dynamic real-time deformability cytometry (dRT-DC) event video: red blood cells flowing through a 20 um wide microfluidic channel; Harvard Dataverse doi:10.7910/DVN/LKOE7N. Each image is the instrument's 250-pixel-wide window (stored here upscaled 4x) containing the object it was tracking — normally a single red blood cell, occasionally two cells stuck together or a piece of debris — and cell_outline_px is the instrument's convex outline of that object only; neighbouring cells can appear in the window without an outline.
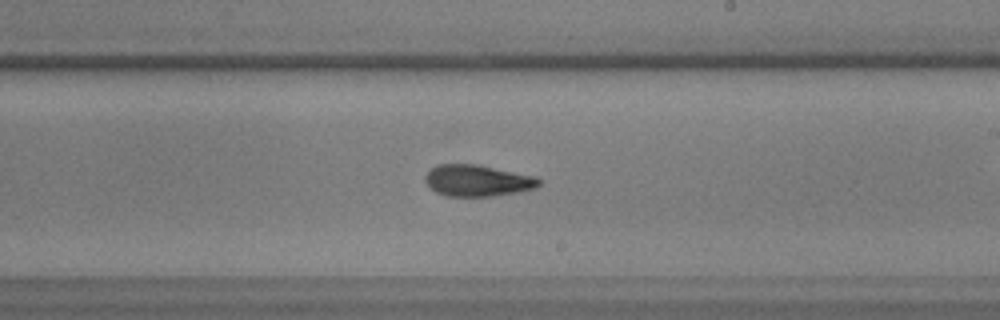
{"species": "common noctule bat (a hibernating species)", "species_latin": "Nyctalus noctula", "temperature_condition": "warm", "stored_images_in_passage": 34, "camera_frame_rate_fps": 3000, "um_per_image_px": 0.085, "animal": {"sex": "male", "body_mass_g": 17.9, "forearm_length_mm": 54.2}, "frame": {"image": 1, "passage_image": 20, "time_ms": 6.333, "image_size_px": [1000, 320], "cell_outline_px": [[540, 184], [536, 188], [516, 192], [492, 196], [444, 196], [436, 192], [424, 180], [424, 176], [436, 164], [476, 164], [536, 176], [540, 180]], "centroid_in_image_um": [40.58, 15.34], "position_along_channel_um": 248.4, "area_um2": 20.81}}